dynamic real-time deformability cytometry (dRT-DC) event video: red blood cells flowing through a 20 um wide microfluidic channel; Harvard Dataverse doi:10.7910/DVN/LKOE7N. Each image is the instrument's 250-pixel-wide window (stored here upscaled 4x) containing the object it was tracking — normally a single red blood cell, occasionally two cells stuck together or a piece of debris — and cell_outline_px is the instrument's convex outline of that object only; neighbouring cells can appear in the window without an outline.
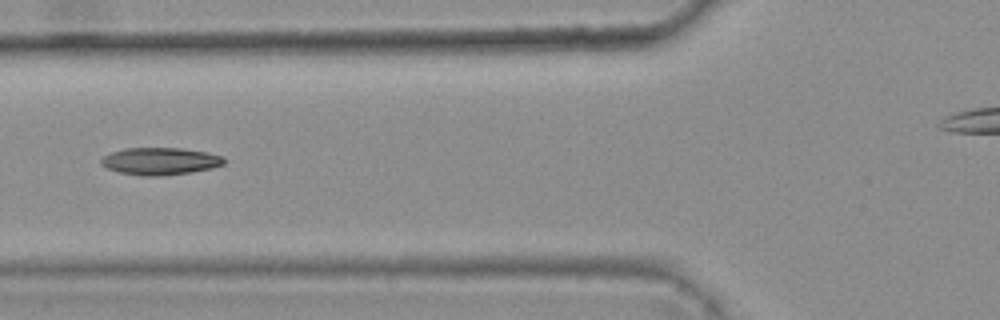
{"species": "common noctule bat (a hibernating species)", "species_latin": "Nyctalus noctula", "temperature_condition": "warm", "stored_images_in_passage": 5, "camera_frame_rate_fps": 3000, "um_per_image_px": 0.085, "animal": {"sex": "female", "body_mass_g": 25.1}, "frame": {"image": 1, "passage_image": 5, "time_ms": 1.333, "image_size_px": [1000, 320], "cell_outline_px": [[224, 164], [212, 168], [192, 172], [160, 176], [140, 176], [116, 172], [100, 164], [100, 160], [104, 156], [112, 152], [124, 148], [180, 148], [208, 152], [224, 156]], "centroid_in_image_um": [13.61, 13.7], "position_along_channel_um": 112.2, "area_um2": 19.71}}